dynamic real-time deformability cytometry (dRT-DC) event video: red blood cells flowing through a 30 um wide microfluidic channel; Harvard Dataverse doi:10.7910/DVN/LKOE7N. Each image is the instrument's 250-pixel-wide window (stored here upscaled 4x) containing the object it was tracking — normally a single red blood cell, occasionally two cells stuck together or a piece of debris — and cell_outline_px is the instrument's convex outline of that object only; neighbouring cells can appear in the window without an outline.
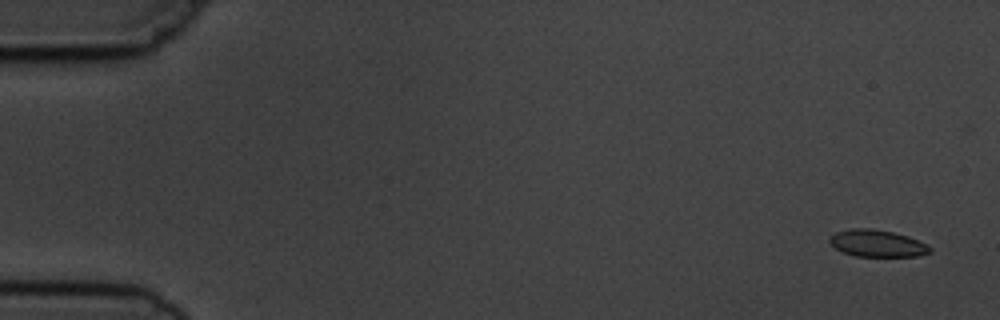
{"species": "common noctule bat (a hibernating species)", "species_latin": "Nyctalus noctula", "temperature_condition": "cold", "stored_images_in_passage": 5, "camera_frame_rate_fps": 3000, "um_per_image_px": 0.085, "animal": {"sex": "male", "body_mass_g": 19.5, "forearm_length_mm": 54.6}, "frame": {"image": 1, "passage_image": 1, "time_ms": 0.0, "image_size_px": [1000, 320], "cell_outline_px": [[932, 252], [916, 256], [856, 256], [844, 252], [836, 248], [828, 240], [828, 236], [836, 232], [848, 228], [872, 228], [892, 232], [908, 236], [928, 244], [932, 248]], "centroid_in_image_um": [74.57, 20.67], "position_along_channel_um": 10.4, "area_um2": 15.84}}
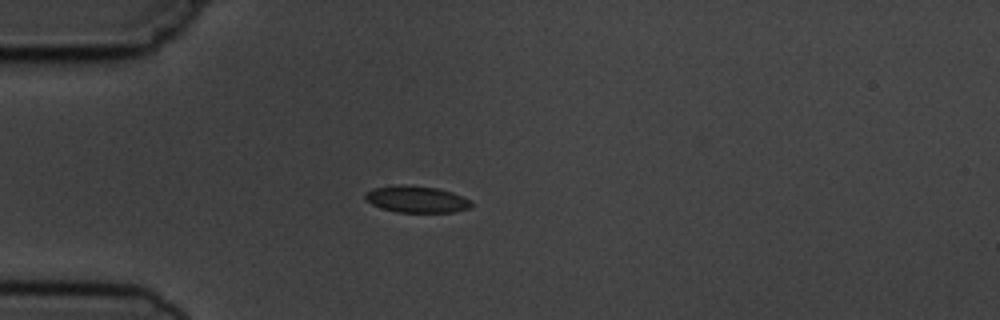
{"frame": {"image": 2, "passage_image": 5, "time_ms": 4.333, "image_size_px": [1000, 320], "cell_outline_px": [[472, 204], [468, 208], [452, 212], [396, 212], [380, 208], [372, 204], [364, 196], [372, 188], [396, 184], [400, 184], [436, 188], [452, 192], [472, 200]], "centroid_in_image_um": [35.4, 16.93], "position_along_channel_um": 49.6, "area_um2": 16.42}}